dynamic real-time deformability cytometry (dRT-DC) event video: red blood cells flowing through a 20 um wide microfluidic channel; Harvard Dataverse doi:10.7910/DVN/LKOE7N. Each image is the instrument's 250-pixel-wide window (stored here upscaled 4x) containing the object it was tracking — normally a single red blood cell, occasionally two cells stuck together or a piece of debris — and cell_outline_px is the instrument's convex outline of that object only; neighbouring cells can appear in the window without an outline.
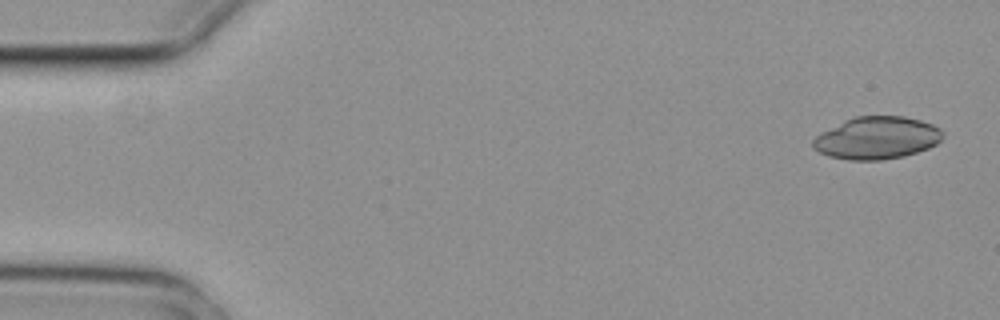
{"species": "common noctule bat (a hibernating species)", "species_latin": "Nyctalus noctula", "temperature_condition": "cold", "stored_images_in_passage": 4, "camera_frame_rate_fps": 3000, "um_per_image_px": 0.085, "animal": {"sex": "female", "body_mass_g": 29.2, "forearm_length_mm": 56.3}, "frame": {"image": 1, "passage_image": 1, "time_ms": 0.0, "image_size_px": [1000, 320], "cell_outline_px": [[944, 136], [936, 144], [928, 148], [904, 156], [880, 160], [848, 160], [828, 156], [812, 148], [812, 140], [816, 136], [844, 120], [856, 116], [904, 116], [920, 120], [932, 124], [940, 128], [944, 132]], "centroid_in_image_um": [74.54, 11.72], "position_along_channel_um": 10.5, "area_um2": 32.08}}